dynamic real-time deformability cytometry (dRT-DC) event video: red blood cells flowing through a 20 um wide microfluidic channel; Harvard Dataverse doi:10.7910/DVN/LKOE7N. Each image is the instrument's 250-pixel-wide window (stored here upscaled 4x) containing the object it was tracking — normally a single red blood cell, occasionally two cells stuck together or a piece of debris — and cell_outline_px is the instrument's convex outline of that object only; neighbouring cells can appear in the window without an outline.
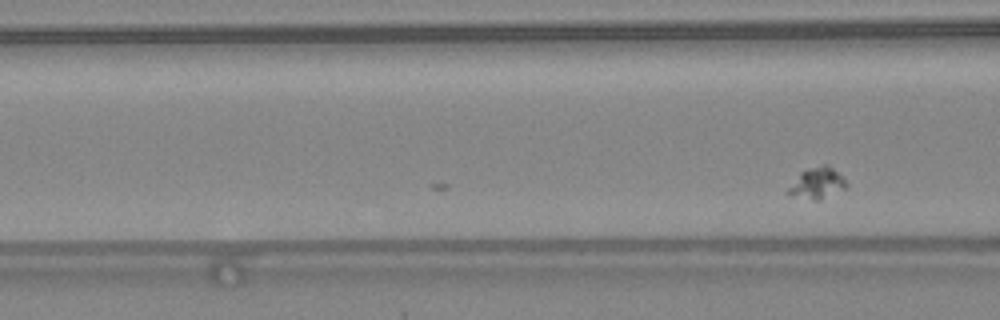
{"species": "common noctule bat (a hibernating species)", "species_latin": "Nyctalus noctula", "temperature_condition": "warm", "stored_images_in_passage": 7, "camera_frame_rate_fps": 3000, "um_per_image_px": 0.085, "animal": {"sex": "female", "body_mass_g": 24.6, "forearm_length_mm": 56.2}, "frame": {"image": 1, "passage_image": 7, "time_ms": 2.0, "image_size_px": [1000, 320], "cell_outline_px": [[848, 184], [844, 188], [820, 200], [812, 200], [788, 196], [784, 192], [800, 172], [824, 164], [828, 164]], "centroid_in_image_um": [69.37, 15.6], "position_along_channel_um": 97.2, "area_um2": 10.46}}